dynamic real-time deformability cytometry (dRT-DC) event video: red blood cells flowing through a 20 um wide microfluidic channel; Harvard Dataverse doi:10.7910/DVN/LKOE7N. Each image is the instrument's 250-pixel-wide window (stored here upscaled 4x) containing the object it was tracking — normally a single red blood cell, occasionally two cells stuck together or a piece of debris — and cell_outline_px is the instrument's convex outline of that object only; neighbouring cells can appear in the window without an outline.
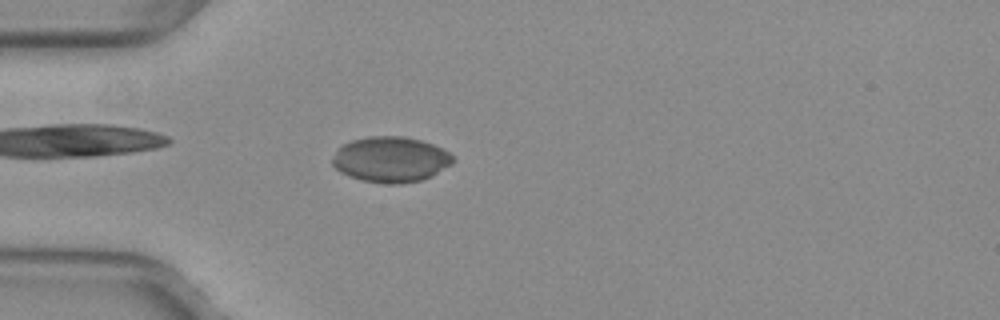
{"species": "common noctule bat (a hibernating species)", "species_latin": "Nyctalus noctula", "temperature_condition": "warm", "stored_images_in_passage": 47, "camera_frame_rate_fps": 3000, "um_per_image_px": 0.085, "animal": {"sex": "female", "body_mass_g": 29.2, "forearm_length_mm": 56.3}, "frame": {"image": 1, "passage_image": 10, "time_ms": 3.0, "image_size_px": [1000, 320], "cell_outline_px": [[456, 160], [452, 164], [432, 176], [420, 180], [400, 184], [384, 184], [360, 180], [348, 176], [340, 172], [332, 164], [332, 156], [336, 148], [352, 140], [368, 136], [404, 136], [420, 140], [432, 144], [448, 152]], "centroid_in_image_um": [33.18, 13.56], "position_along_channel_um": 51.8, "area_um2": 32.25}}
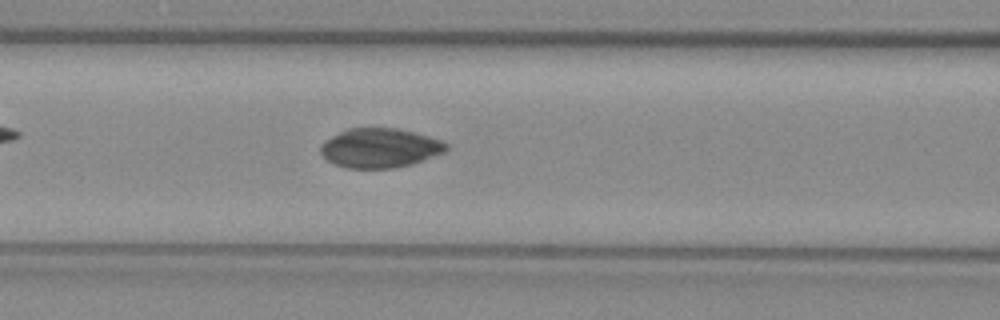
{"frame": {"image": 2, "passage_image": 17, "time_ms": 5.333, "image_size_px": [1000, 320], "cell_outline_px": [[448, 148], [444, 152], [412, 164], [392, 168], [348, 168], [336, 164], [328, 160], [320, 152], [320, 144], [324, 140], [348, 128], [396, 128], [444, 140], [448, 144]], "centroid_in_image_um": [32.29, 12.57], "position_along_channel_um": 134.3, "area_um2": 28.73}}
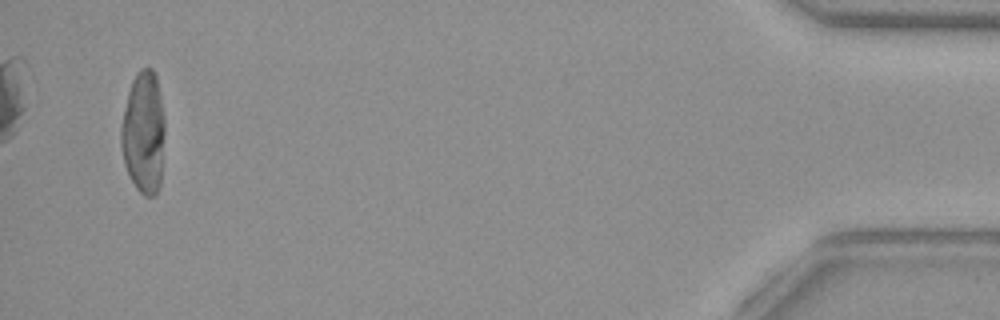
{"frame": {"image": 3, "passage_image": 45, "time_ms": 14.667, "image_size_px": [1000, 320], "cell_outline_px": [[164, 136], [160, 188], [152, 196], [144, 196], [136, 188], [124, 164], [120, 144], [120, 128], [128, 92], [132, 80], [136, 72], [140, 68], [152, 68], [156, 76], [160, 96], [164, 120]], "centroid_in_image_um": [12.19, 11.27], "position_along_channel_um": 423.0, "area_um2": 31.27}}